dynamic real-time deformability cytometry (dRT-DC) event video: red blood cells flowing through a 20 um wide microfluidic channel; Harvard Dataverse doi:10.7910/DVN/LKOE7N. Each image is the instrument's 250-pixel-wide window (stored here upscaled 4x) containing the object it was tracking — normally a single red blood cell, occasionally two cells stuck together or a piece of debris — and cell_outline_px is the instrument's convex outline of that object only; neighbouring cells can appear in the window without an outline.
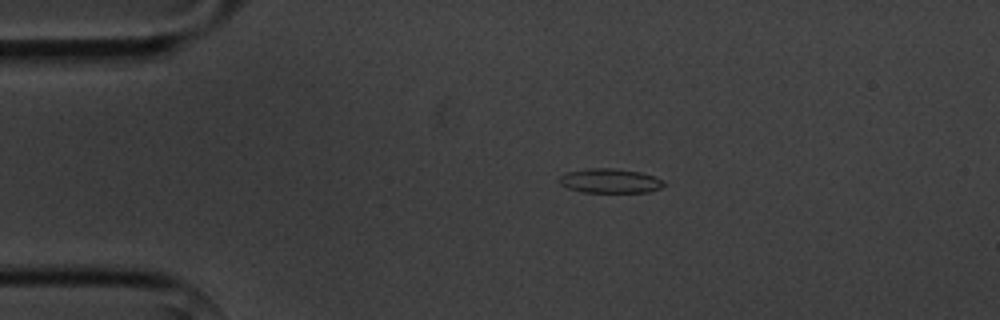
{"species": "common noctule bat (a hibernating species)", "species_latin": "Nyctalus noctula", "temperature_condition": "cold", "stored_images_in_passage": 4, "camera_frame_rate_fps": 3000, "um_per_image_px": 0.085, "animal": {"sex": "male", "body_mass_g": 20.1, "forearm_length_mm": 53.5}, "frame": {"image": 1, "passage_image": 1, "time_ms": 0.0, "image_size_px": [1000, 320], "cell_outline_px": [[664, 184], [660, 188], [648, 192], [584, 192], [568, 188], [560, 184], [556, 180], [564, 172], [588, 168], [612, 168], [640, 172], [664, 180]], "centroid_in_image_um": [51.79, 15.36], "position_along_channel_um": 33.2, "area_um2": 14.91}}
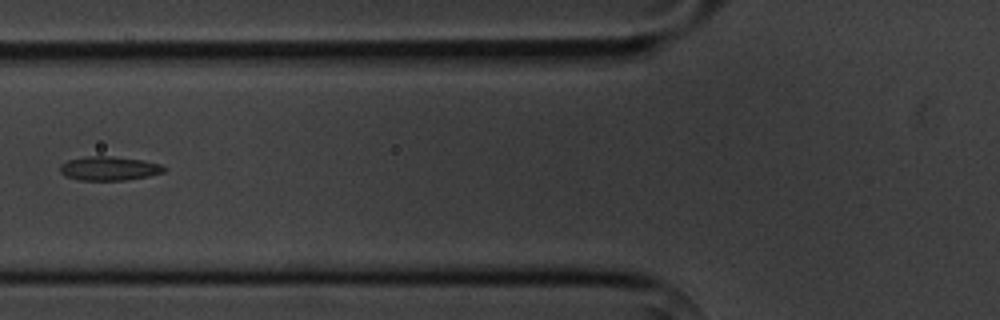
{"frame": {"image": 2, "passage_image": 4, "time_ms": 3.333, "image_size_px": [1000, 320], "cell_outline_px": [[168, 168], [164, 172], [148, 176], [124, 180], [80, 180], [64, 176], [60, 172], [60, 164], [68, 160], [88, 156], [112, 156], [144, 160], [160, 164]], "centroid_in_image_um": [9.28, 14.31], "position_along_channel_um": 116.5, "area_um2": 14.62}}